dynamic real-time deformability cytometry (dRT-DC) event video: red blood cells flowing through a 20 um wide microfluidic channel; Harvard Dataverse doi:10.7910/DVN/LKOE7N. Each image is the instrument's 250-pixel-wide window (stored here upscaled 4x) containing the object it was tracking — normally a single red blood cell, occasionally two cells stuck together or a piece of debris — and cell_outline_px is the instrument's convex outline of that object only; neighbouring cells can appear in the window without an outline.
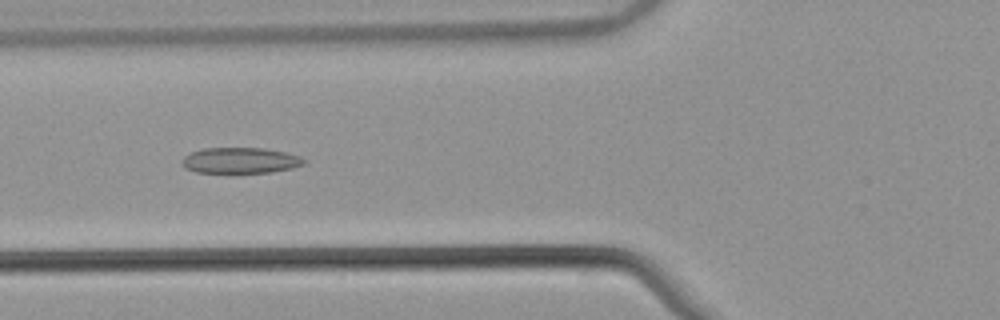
{"species": "common noctule bat (a hibernating species)", "species_latin": "Nyctalus noctula", "temperature_condition": "warm", "stored_images_in_passage": 38, "camera_frame_rate_fps": 3000, "um_per_image_px": 0.085, "animal": {"sex": "male", "body_mass_g": 21.5, "forearm_length_mm": 52.0}, "frame": {"image": 1, "passage_image": 5, "time_ms": 1.333, "image_size_px": [1000, 320], "cell_outline_px": [[308, 160], [304, 164], [292, 168], [272, 172], [196, 172], [184, 168], [180, 164], [180, 160], [184, 156], [192, 152], [204, 148], [264, 148], [284, 152], [300, 156]], "centroid_in_image_um": [20.41, 13.63], "position_along_channel_um": 105.4, "area_um2": 18.38}}
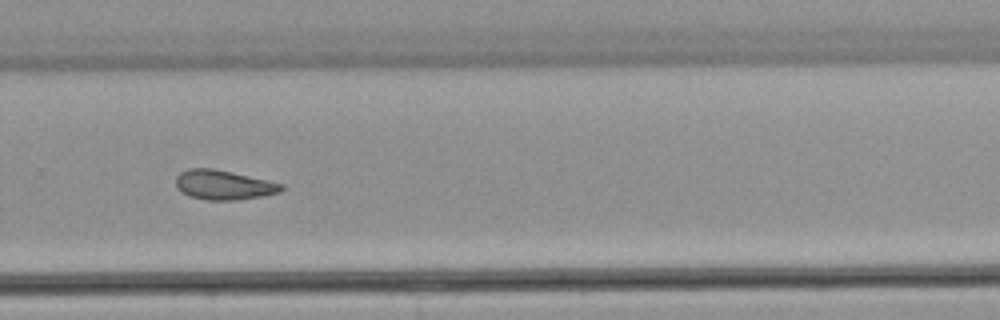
{"frame": {"image": 2, "passage_image": 21, "time_ms": 6.667, "image_size_px": [1000, 320], "cell_outline_px": [[284, 188], [280, 192], [260, 196], [236, 200], [208, 200], [188, 196], [176, 188], [176, 176], [180, 172], [188, 168], [212, 168], [232, 172], [284, 184]], "centroid_in_image_um": [18.97, 15.71], "position_along_channel_um": 310.8, "area_um2": 18.15}}
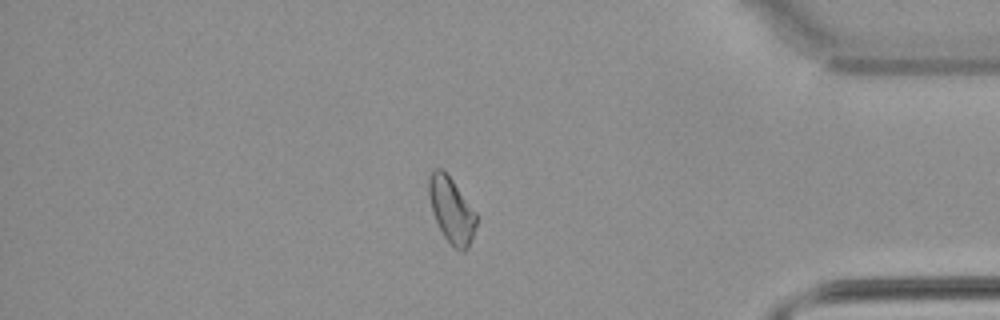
{"frame": {"image": 3, "passage_image": 30, "time_ms": 9.667, "image_size_px": [1000, 320], "cell_outline_px": [[476, 224], [468, 248], [464, 252], [460, 252], [452, 248], [444, 236], [432, 212], [428, 196], [428, 176], [436, 168], [444, 168], [476, 212]], "centroid_in_image_um": [38.36, 17.85], "position_along_channel_um": 396.8, "area_um2": 18.32}, "authors_computed_cell_mechanics": {"area_um2": 18.2648, "velocity_mm_per_s": 3.8576, "shape_relaxation_time_tau1_ms": null, "shape_relaxation_time_tau2_ms": 9.3642, "deformation_change_tau1": null, "deformation_change_tau2": 0.1758}}